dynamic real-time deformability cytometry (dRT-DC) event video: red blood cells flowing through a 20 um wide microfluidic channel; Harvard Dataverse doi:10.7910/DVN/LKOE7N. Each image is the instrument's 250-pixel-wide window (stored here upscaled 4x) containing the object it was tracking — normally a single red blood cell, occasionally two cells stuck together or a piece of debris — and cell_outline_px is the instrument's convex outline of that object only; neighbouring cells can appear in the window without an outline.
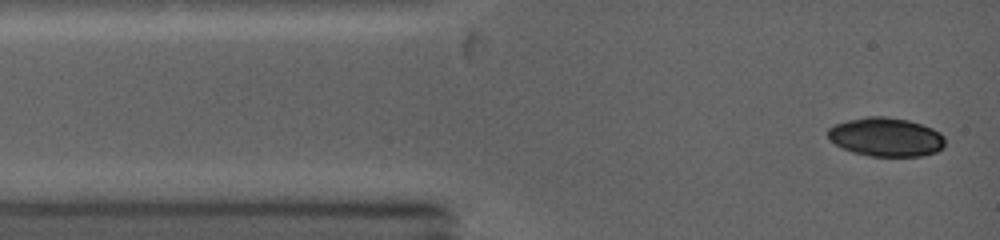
{"species": "common noctule bat (a hibernating species)", "species_latin": "Nyctalus noctula", "temperature_condition": "warm", "stored_images_in_passage": 5, "camera_frame_rate_fps": 5000, "um_per_image_px": 0.085, "animal": {"sex": "female", "body_mass_g": 19.0, "forearm_length_mm": 53.3}, "frame": {"image": 1, "passage_image": 1, "time_ms": 0.0, "image_size_px": [1000, 240], "cell_outline_px": [[944, 148], [936, 152], [924, 156], [872, 156], [852, 152], [836, 144], [828, 136], [828, 128], [836, 124], [848, 120], [864, 116], [884, 116], [908, 120], [932, 128], [940, 132], [944, 136]], "centroid_in_image_um": [75.34, 11.64], "position_along_channel_um": 9.7, "area_um2": 26.47}}